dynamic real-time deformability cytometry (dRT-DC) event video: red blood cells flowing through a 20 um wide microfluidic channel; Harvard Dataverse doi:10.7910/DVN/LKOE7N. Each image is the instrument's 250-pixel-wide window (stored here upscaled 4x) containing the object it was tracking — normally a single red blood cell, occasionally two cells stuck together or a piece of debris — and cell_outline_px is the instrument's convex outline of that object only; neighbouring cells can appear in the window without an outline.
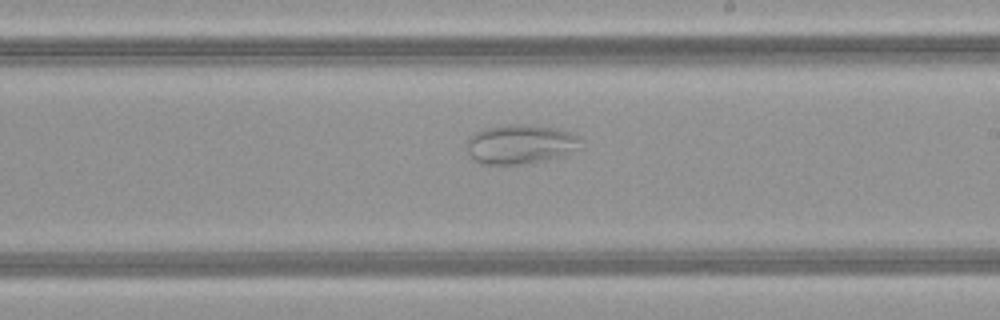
{"species": "common noctule bat (a hibernating species)", "species_latin": "Nyctalus noctula", "temperature_condition": "warm", "stored_images_in_passage": 48, "camera_frame_rate_fps": 3000, "um_per_image_px": 0.085, "animal": {"sex": "female", "body_mass_g": 21.9}, "frame": {"image": 1, "passage_image": 27, "time_ms": 8.667, "image_size_px": [1000, 320], "cell_outline_px": [[584, 148], [564, 156], [532, 164], [484, 164], [476, 160], [468, 152], [468, 136], [484, 128], [504, 124], [528, 124], [556, 128], [572, 132], [580, 136]], "centroid_in_image_um": [44.34, 12.25], "position_along_channel_um": 244.7, "area_um2": 26.88}}
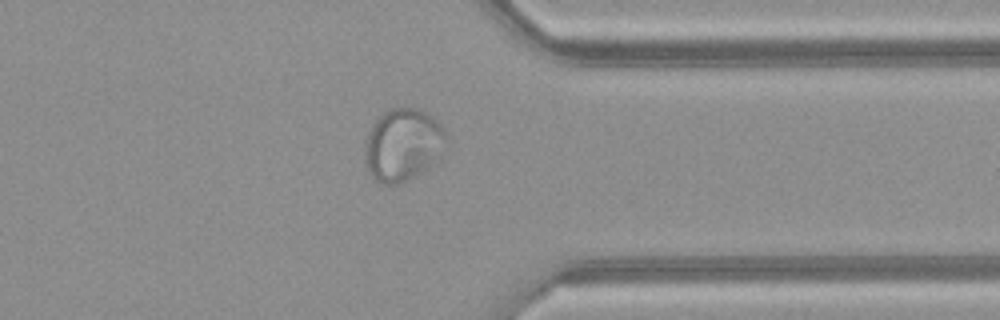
{"frame": {"image": 2, "passage_image": 37, "time_ms": 12.0, "image_size_px": [1000, 320], "cell_outline_px": [[452, 140], [424, 168], [412, 176], [396, 184], [384, 184], [376, 180], [368, 172], [364, 160], [364, 144], [368, 132], [372, 124], [388, 108], [400, 104], [420, 108], [428, 112], [444, 128]], "centroid_in_image_um": [34.23, 12.2], "position_along_channel_um": 377.2, "area_um2": 34.74}}
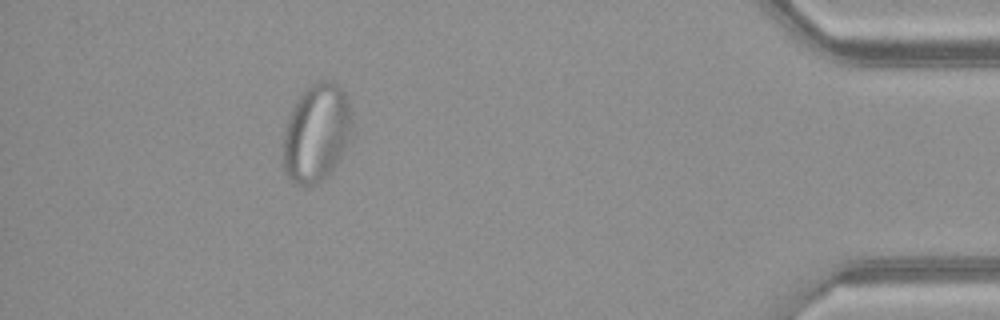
{"frame": {"image": 3, "passage_image": 43, "time_ms": 14.0, "image_size_px": [1000, 320], "cell_outline_px": [[352, 124], [344, 148], [336, 164], [328, 176], [304, 188], [300, 188], [292, 180], [284, 168], [284, 128], [288, 116], [296, 100], [312, 84], [320, 80], [332, 80], [344, 92], [348, 100]], "centroid_in_image_um": [26.88, 11.3], "position_along_channel_um": 408.3, "area_um2": 38.84}}